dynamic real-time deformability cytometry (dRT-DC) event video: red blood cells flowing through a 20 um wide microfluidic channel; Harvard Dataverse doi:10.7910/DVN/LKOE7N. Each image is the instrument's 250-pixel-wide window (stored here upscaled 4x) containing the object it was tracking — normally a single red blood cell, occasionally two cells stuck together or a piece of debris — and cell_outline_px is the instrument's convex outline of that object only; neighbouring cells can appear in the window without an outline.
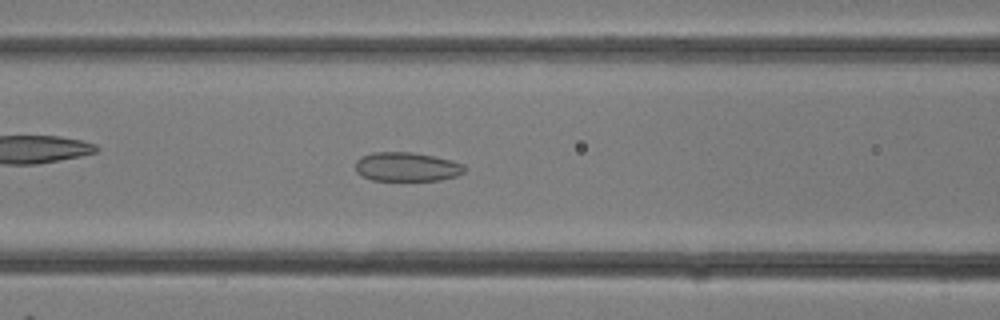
{"species": "common noctule bat (a hibernating species)", "species_latin": "Nyctalus noctula", "temperature_condition": "room temperature", "stored_images_in_passage": 30, "camera_frame_rate_fps": 3000, "um_per_image_px": 0.085, "animal": {"sex": "female"}, "frame": {"image": 1, "passage_image": 12, "time_ms": 3.667, "image_size_px": [1000, 320], "cell_outline_px": [[464, 172], [456, 176], [440, 180], [372, 180], [360, 176], [356, 172], [356, 160], [360, 156], [372, 152], [412, 152], [452, 160], [464, 164]], "centroid_in_image_um": [34.54, 14.17], "position_along_channel_um": 132.1, "area_um2": 18.55}}
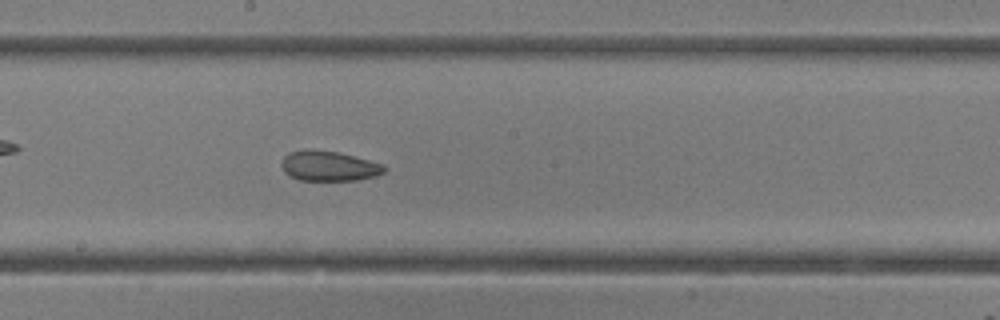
{"frame": {"image": 2, "passage_image": 16, "time_ms": 5.0, "image_size_px": [1000, 320], "cell_outline_px": [[388, 168], [384, 172], [376, 176], [356, 180], [300, 180], [284, 172], [280, 164], [284, 156], [288, 152], [340, 152], [384, 164]], "centroid_in_image_um": [28.02, 14.14], "position_along_channel_um": 220.2, "area_um2": 17.51}}
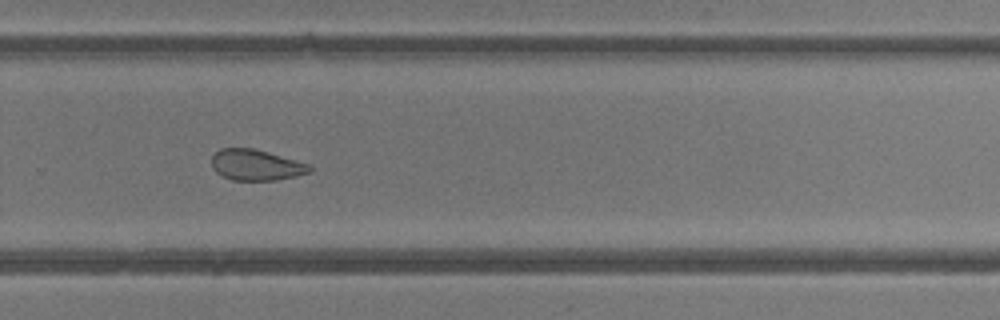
{"frame": {"image": 3, "passage_image": 20, "time_ms": 6.333, "image_size_px": [1000, 320], "cell_outline_px": [[312, 172], [296, 176], [276, 180], [232, 180], [216, 172], [212, 168], [212, 156], [220, 148], [252, 148], [268, 152], [312, 164]], "centroid_in_image_um": [21.8, 14.02], "position_along_channel_um": 308.0, "area_um2": 17.74}}